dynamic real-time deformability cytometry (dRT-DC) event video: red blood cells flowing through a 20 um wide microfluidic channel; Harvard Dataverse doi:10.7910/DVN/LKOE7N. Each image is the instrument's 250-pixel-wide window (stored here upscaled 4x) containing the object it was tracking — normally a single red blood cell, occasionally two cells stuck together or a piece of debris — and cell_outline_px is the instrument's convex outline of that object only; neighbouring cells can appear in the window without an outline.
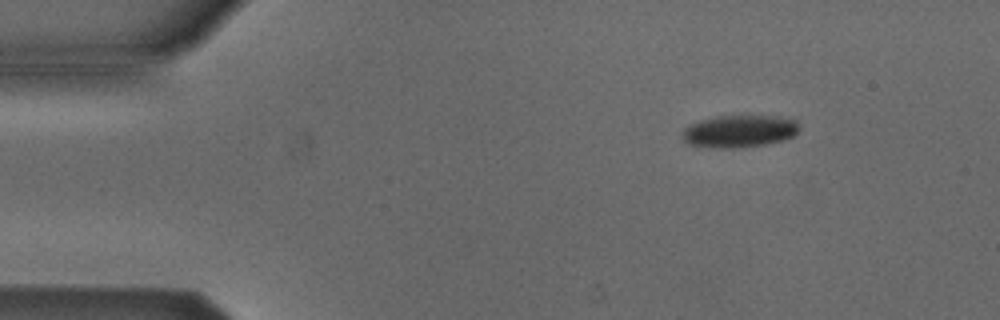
{"species": "Egyptian fruit bat (a non-hibernating species)", "species_latin": "Rousettus aegyptiacus", "temperature_condition": "cold", "stored_images_in_passage": 3, "camera_frame_rate_fps": 3000, "um_per_image_px": 0.085, "animal": {"sex": "male"}, "frame": {"image": 1, "passage_image": 1, "time_ms": 0.0, "image_size_px": [1000, 320], "cell_outline_px": [[800, 128], [792, 136], [780, 140], [764, 144], [744, 148], [712, 148], [688, 144], [684, 140], [684, 128], [700, 120], [716, 116], [776, 116], [796, 120]], "centroid_in_image_um": [62.84, 11.16], "position_along_channel_um": 22.2, "area_um2": 21.85}}